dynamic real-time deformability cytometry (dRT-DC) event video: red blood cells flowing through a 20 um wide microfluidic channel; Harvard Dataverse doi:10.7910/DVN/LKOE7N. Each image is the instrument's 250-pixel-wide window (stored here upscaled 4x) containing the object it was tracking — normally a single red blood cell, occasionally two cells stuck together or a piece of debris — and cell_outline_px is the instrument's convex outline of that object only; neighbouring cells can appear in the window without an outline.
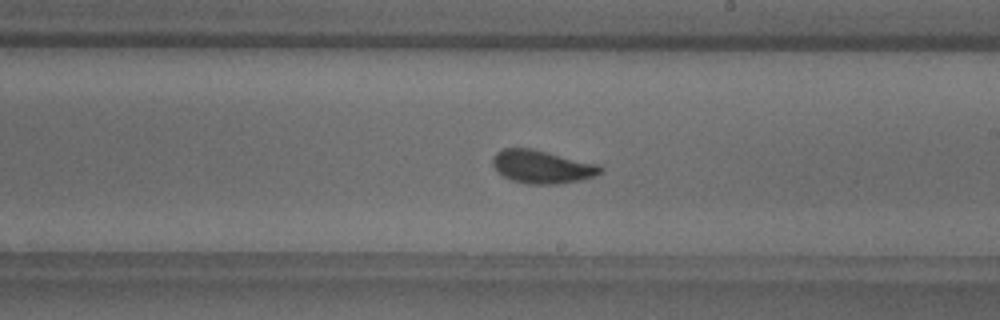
{"species": "common noctule bat (a hibernating species)", "species_latin": "Nyctalus noctula", "temperature_condition": "warm", "stored_images_in_passage": 27, "camera_frame_rate_fps": 3000, "um_per_image_px": 0.085, "animal": {"sex": "male", "body_mass_g": 18.8}, "frame": {"image": 1, "passage_image": 16, "time_ms": 5.0, "image_size_px": [1000, 320], "cell_outline_px": [[604, 172], [580, 180], [556, 184], [532, 184], [512, 180], [504, 176], [492, 164], [492, 156], [496, 152], [504, 148], [532, 148], [600, 164], [604, 168]], "centroid_in_image_um": [46.11, 14.16], "position_along_channel_um": 242.9, "area_um2": 20.81}}